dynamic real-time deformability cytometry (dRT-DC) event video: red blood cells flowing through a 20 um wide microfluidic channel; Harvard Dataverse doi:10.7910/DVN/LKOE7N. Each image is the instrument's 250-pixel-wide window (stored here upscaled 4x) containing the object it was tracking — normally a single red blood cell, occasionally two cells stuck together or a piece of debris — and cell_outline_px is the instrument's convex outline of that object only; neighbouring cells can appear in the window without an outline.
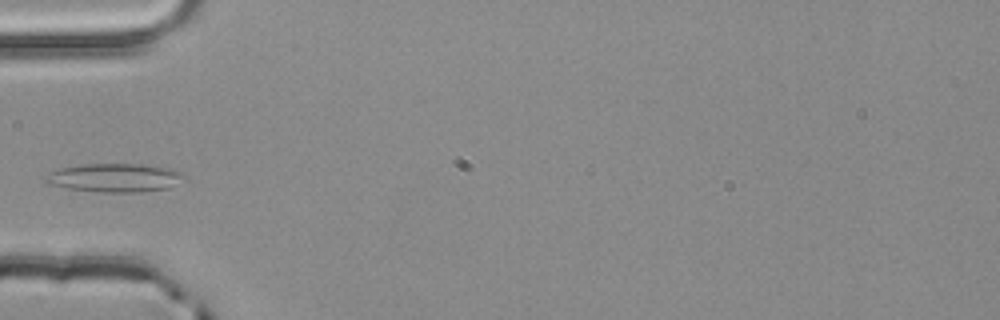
{"species": "common noctule bat (a hibernating species)", "species_latin": "Nyctalus noctula", "temperature_condition": "room temperature", "stored_images_in_passage": 2, "camera_frame_rate_fps": 3000, "um_per_image_px": 0.085, "animal": {"sex": "male", "body_mass_g": 20.4}, "frame": {"image": 1, "passage_image": 2, "time_ms": 0.333, "image_size_px": [1000, 320], "cell_outline_px": [[188, 180], [168, 188], [140, 192], [96, 192], [68, 188], [48, 184], [44, 180], [44, 176], [48, 172], [60, 168], [76, 164], [144, 164], [172, 168], [184, 172], [188, 176]], "centroid_in_image_um": [9.82, 15.1], "position_along_channel_um": 75.2, "area_um2": 23.76}}